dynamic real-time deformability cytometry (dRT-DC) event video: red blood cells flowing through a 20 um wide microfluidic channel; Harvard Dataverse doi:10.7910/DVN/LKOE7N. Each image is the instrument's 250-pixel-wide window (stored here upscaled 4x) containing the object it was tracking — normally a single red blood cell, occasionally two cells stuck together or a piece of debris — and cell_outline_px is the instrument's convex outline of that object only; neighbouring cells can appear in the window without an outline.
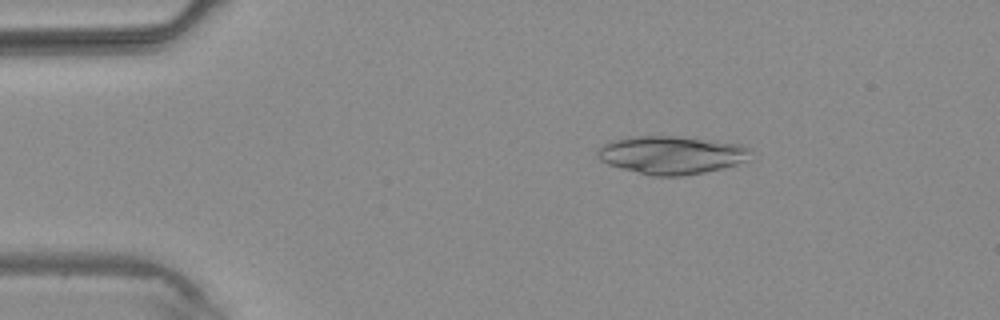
{"species": "common noctule bat (a hibernating species)", "species_latin": "Nyctalus noctula", "temperature_condition": "warm", "stored_images_in_passage": 2, "camera_frame_rate_fps": 3000, "um_per_image_px": 0.085, "animal": {"sex": "male", "body_mass_g": 20.4}, "frame": {"image": 1, "passage_image": 1, "time_ms": 0.0, "image_size_px": [1000, 320], "cell_outline_px": [[748, 156], [744, 160], [736, 164], [704, 172], [684, 176], [652, 176], [620, 168], [608, 164], [600, 160], [596, 156], [596, 152], [604, 144], [612, 140], [628, 136], [676, 136], [740, 144], [748, 148]], "centroid_in_image_um": [56.98, 13.17], "position_along_channel_um": 28.0, "area_um2": 33.64}}